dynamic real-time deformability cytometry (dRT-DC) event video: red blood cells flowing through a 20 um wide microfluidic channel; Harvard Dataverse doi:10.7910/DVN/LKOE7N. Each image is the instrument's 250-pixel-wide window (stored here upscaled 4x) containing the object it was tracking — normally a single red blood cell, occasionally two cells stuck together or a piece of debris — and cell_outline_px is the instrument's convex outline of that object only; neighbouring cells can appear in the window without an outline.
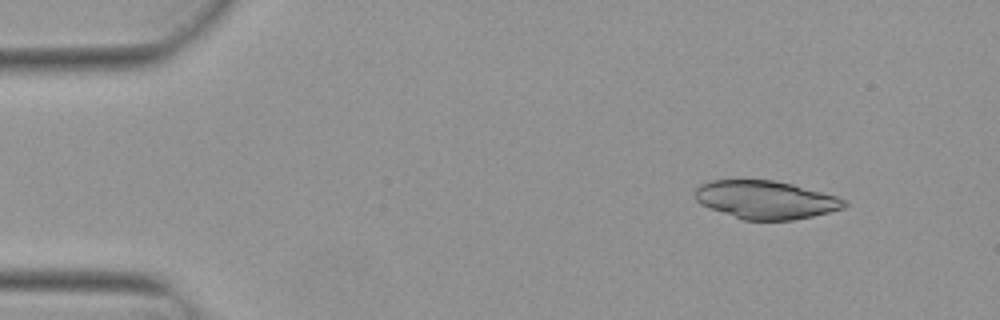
{"species": "Egyptian fruit bat (a non-hibernating species)", "species_latin": "Rousettus aegyptiacus", "temperature_condition": "warm", "stored_images_in_passage": 5, "camera_frame_rate_fps": 3000, "um_per_image_px": 0.085, "animal": {"sex": "female"}, "frame": {"image": 1, "passage_image": 2, "time_ms": 0.333, "image_size_px": [1000, 320], "cell_outline_px": [[848, 204], [844, 208], [812, 216], [792, 220], [744, 220], [708, 208], [700, 204], [696, 200], [696, 188], [700, 184], [712, 180], [772, 180], [792, 184], [836, 196], [844, 200]], "centroid_in_image_um": [65.06, 16.98], "position_along_channel_um": 19.9, "area_um2": 33.0}}